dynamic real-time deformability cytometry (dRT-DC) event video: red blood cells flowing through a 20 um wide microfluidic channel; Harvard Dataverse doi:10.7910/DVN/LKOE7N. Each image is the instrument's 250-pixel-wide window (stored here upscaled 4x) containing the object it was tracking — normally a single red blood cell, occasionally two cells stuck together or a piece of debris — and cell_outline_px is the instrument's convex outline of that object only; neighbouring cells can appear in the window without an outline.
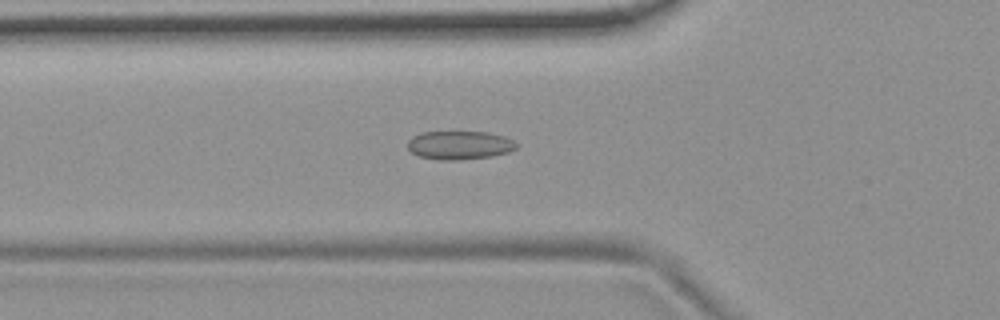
{"species": "common noctule bat (a hibernating species)", "species_latin": "Nyctalus noctula", "temperature_condition": "room temperature", "stored_images_in_passage": 54, "camera_frame_rate_fps": 3000, "um_per_image_px": 0.085, "animal": {"sex": "female", "body_mass_g": 19.9}, "frame": {"image": 1, "passage_image": 19, "time_ms": 6.0, "image_size_px": [1000, 320], "cell_outline_px": [[520, 144], [516, 148], [508, 152], [492, 156], [456, 160], [440, 160], [420, 156], [412, 152], [408, 148], [408, 140], [412, 136], [420, 132], [488, 132], [504, 136]], "centroid_in_image_um": [39.07, 12.33], "position_along_channel_um": 86.7, "area_um2": 18.09}}
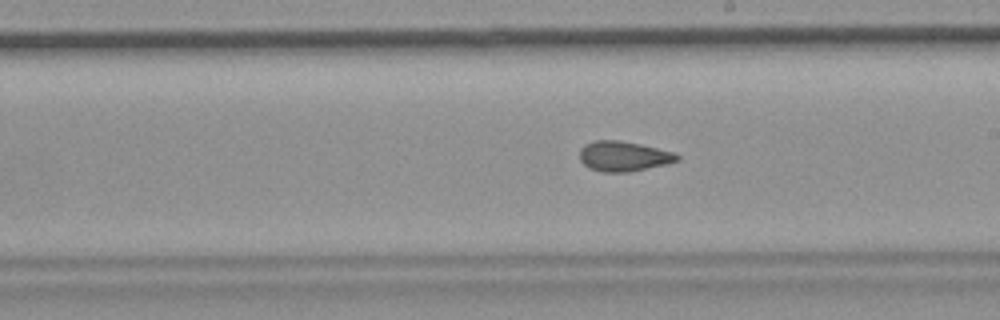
{"frame": {"image": 2, "passage_image": 31, "time_ms": 10.0, "image_size_px": [1000, 320], "cell_outline_px": [[680, 160], [664, 164], [628, 172], [600, 172], [588, 168], [580, 160], [580, 148], [584, 144], [596, 140], [620, 140], [640, 144], [672, 152], [680, 156]], "centroid_in_image_um": [52.95, 13.28], "position_along_channel_um": 236.0, "area_um2": 16.99}}
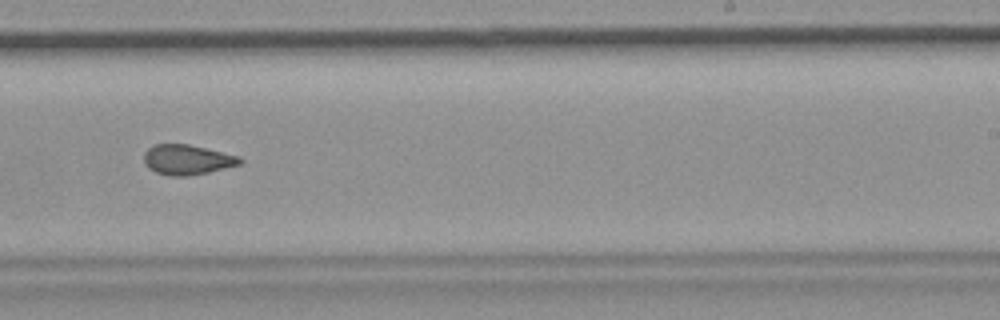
{"frame": {"image": 3, "passage_image": 34, "time_ms": 11.0, "image_size_px": [1000, 320], "cell_outline_px": [[244, 160], [240, 164], [208, 172], [188, 176], [172, 176], [156, 172], [148, 168], [144, 164], [144, 152], [148, 148], [156, 144], [188, 144], [240, 156]], "centroid_in_image_um": [15.9, 13.57], "position_along_channel_um": 273.1, "area_um2": 16.76}, "authors_computed_cell_mechanics": {"area_um2": 17.5134, "velocity_mm_per_s": 3.7323, "shape_relaxation_time_tau1_ms": null, "shape_relaxation_time_tau2_ms": 2.7672, "deformation_change_tau1": null, "deformation_change_tau2": 0.0851}}